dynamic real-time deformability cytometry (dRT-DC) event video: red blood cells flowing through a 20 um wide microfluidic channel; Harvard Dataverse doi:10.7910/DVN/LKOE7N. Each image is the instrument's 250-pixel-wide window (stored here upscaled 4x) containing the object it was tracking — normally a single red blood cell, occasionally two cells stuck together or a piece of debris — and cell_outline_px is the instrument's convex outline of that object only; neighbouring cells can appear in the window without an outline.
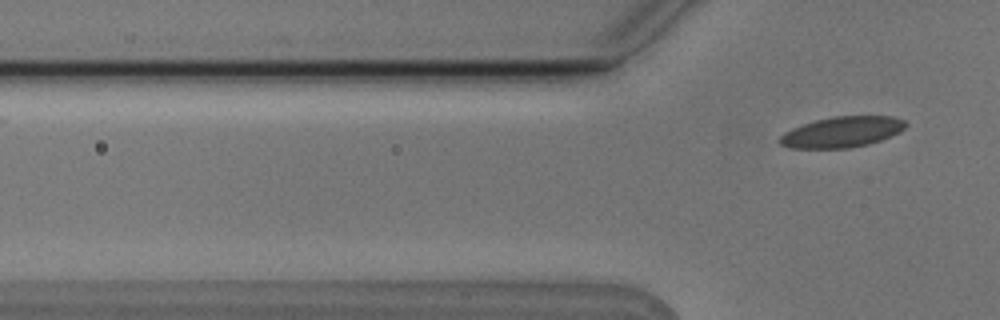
{"species": "Egyptian fruit bat (a non-hibernating species)", "species_latin": "Rousettus aegyptiacus", "temperature_condition": "cold", "stored_images_in_passage": 4, "camera_frame_rate_fps": 3000, "um_per_image_px": 0.085, "animal": {"sex": "male"}, "frame": {"image": 1, "passage_image": 4, "time_ms": 1.0, "image_size_px": [1000, 320], "cell_outline_px": [[908, 124], [900, 132], [880, 140], [868, 144], [848, 148], [788, 148], [780, 144], [776, 140], [784, 132], [792, 128], [816, 120], [832, 116], [892, 116], [904, 120]], "centroid_in_image_um": [71.54, 11.22], "position_along_channel_um": 54.3, "area_um2": 22.6}}